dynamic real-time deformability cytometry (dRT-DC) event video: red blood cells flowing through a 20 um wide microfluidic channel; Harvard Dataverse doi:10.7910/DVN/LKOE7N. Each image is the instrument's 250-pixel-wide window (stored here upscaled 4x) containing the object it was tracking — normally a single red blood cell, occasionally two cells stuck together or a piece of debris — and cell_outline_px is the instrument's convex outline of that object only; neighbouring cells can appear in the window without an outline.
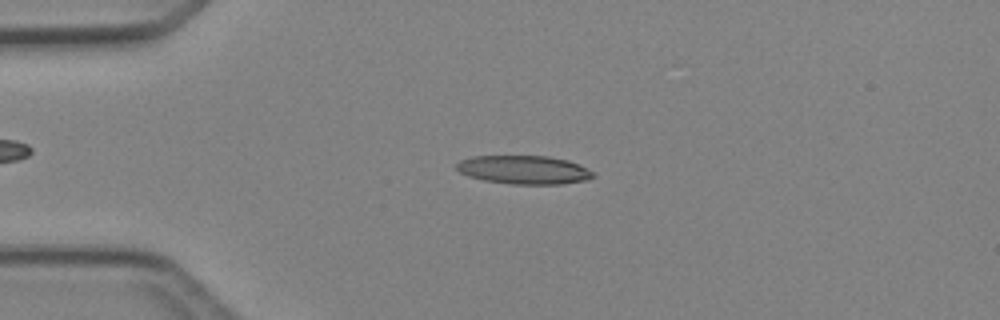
{"species": "Egyptian fruit bat (a non-hibernating species)", "species_latin": "Rousettus aegyptiacus", "temperature_condition": "cold", "stored_images_in_passage": 47, "camera_frame_rate_fps": 3000, "um_per_image_px": 0.085, "animal": {"sex": "female"}, "frame": {"image": 1, "passage_image": 11, "time_ms": 3.333, "image_size_px": [1000, 320], "cell_outline_px": [[596, 176], [588, 180], [560, 184], [512, 184], [484, 180], [468, 176], [460, 172], [456, 168], [456, 164], [460, 160], [472, 156], [548, 156], [568, 160], [596, 172]], "centroid_in_image_um": [44.57, 14.43], "position_along_channel_um": 40.4, "area_um2": 22.83}}
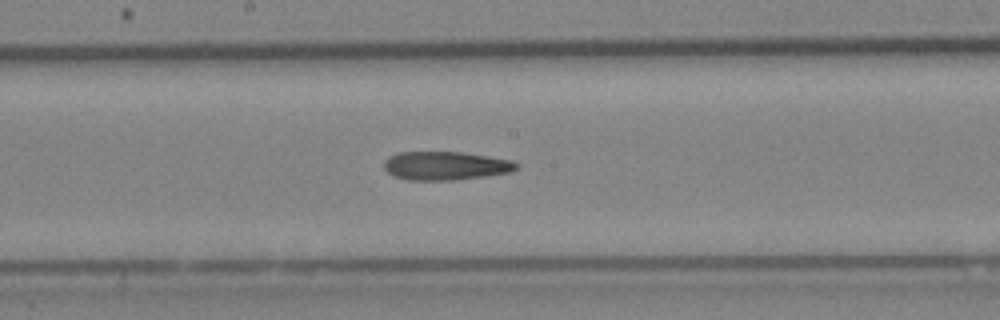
{"frame": {"image": 2, "passage_image": 25, "time_ms": 8.0, "image_size_px": [1000, 320], "cell_outline_px": [[520, 164], [512, 172], [488, 176], [456, 180], [408, 180], [396, 176], [388, 172], [384, 168], [384, 160], [388, 156], [400, 152], [460, 152], [512, 160]], "centroid_in_image_um": [37.89, 14.09], "position_along_channel_um": 210.3, "area_um2": 22.08}}
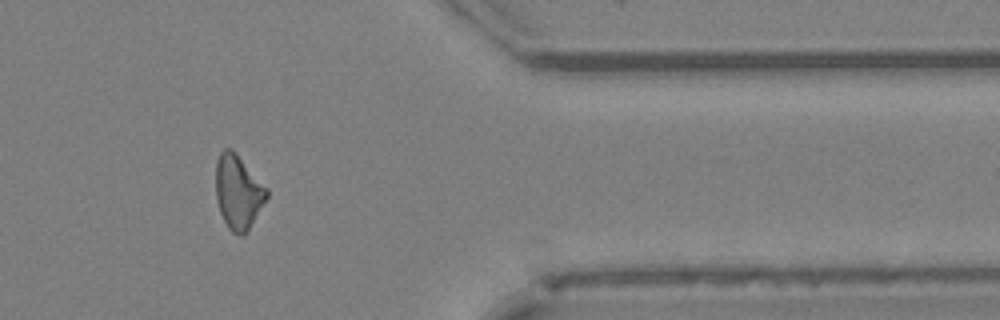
{"frame": {"image": 3, "passage_image": 39, "time_ms": 12.667, "image_size_px": [1000, 320], "cell_outline_px": [[268, 196], [248, 232], [244, 236], [240, 236], [232, 232], [228, 228], [220, 212], [216, 200], [216, 160], [220, 152], [224, 148], [232, 148], [236, 152], [268, 188]], "centroid_in_image_um": [20.25, 16.32], "position_along_channel_um": 391.2, "area_um2": 22.31}, "authors_computed_cell_mechanics": {"area_um2": 22.0218, "velocity_mm_per_s": 4.2858, "shape_relaxation_time_tau1_ms": null, "shape_relaxation_time_tau2_ms": 9.8085, "deformation_change_tau1": null, "deformation_change_tau2": 0.2726}}